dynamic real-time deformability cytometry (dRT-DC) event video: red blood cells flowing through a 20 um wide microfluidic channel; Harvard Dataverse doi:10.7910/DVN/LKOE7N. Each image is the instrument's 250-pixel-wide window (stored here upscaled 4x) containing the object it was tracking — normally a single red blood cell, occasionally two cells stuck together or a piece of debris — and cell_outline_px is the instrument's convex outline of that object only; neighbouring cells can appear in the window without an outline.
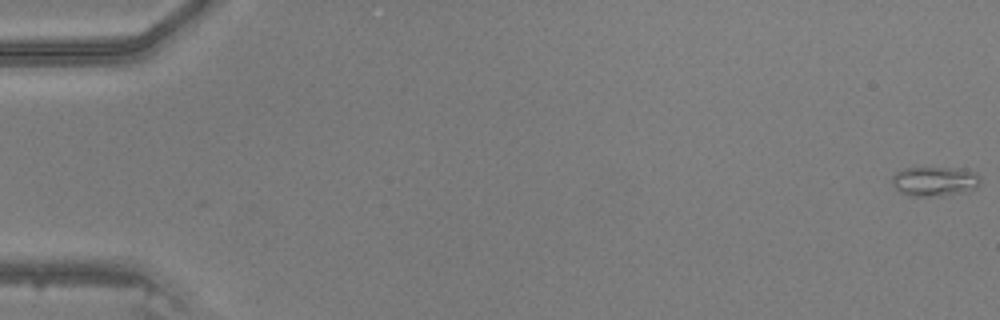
{"species": "common noctule bat (a hibernating species)", "species_latin": "Nyctalus noctula", "temperature_condition": "warm", "stored_images_in_passage": 48, "camera_frame_rate_fps": 3000, "um_per_image_px": 0.085, "animal": {"sex": "male", "body_mass_g": 20.5, "forearm_length_mm": 52.5}, "frame": {"image": 1, "passage_image": 1, "time_ms": 0.0, "image_size_px": [1000, 320], "cell_outline_px": [[980, 184], [972, 192], [940, 196], [908, 196], [900, 192], [892, 184], [892, 176], [896, 172], [904, 168], [964, 168], [976, 172], [980, 176]], "centroid_in_image_um": [79.51, 15.42], "position_along_channel_um": 5.5, "area_um2": 15.66}}
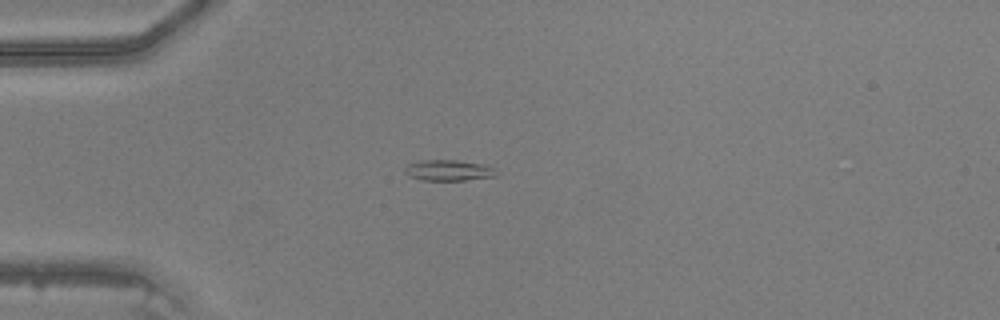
{"frame": {"image": 2, "passage_image": 14, "time_ms": 4.333, "image_size_px": [1000, 320], "cell_outline_px": [[496, 176], [464, 180], [420, 180], [404, 172], [404, 168], [408, 164], [420, 160], [456, 160], [484, 164], [496, 168]], "centroid_in_image_um": [38.14, 14.47], "position_along_channel_um": 46.9, "area_um2": 11.1}}
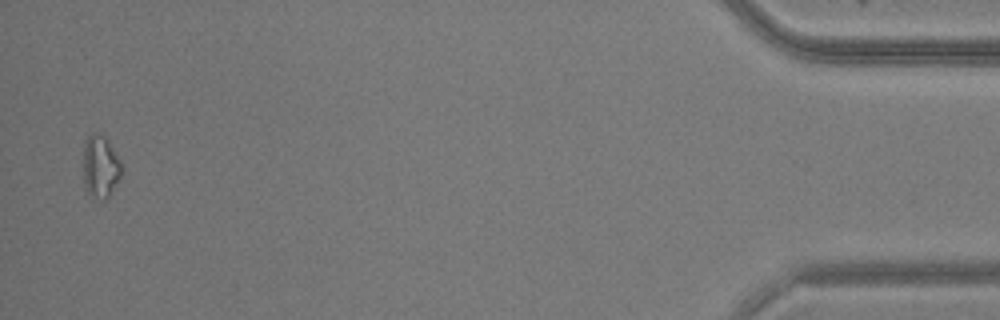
{"frame": {"image": 3, "passage_image": 47, "time_ms": 15.333, "image_size_px": [1000, 320], "cell_outline_px": [[120, 176], [108, 196], [104, 200], [92, 200], [84, 188], [84, 140], [92, 132], [96, 132], [104, 136], [120, 160]], "centroid_in_image_um": [8.49, 14.19], "position_along_channel_um": 426.7, "area_um2": 13.87}}